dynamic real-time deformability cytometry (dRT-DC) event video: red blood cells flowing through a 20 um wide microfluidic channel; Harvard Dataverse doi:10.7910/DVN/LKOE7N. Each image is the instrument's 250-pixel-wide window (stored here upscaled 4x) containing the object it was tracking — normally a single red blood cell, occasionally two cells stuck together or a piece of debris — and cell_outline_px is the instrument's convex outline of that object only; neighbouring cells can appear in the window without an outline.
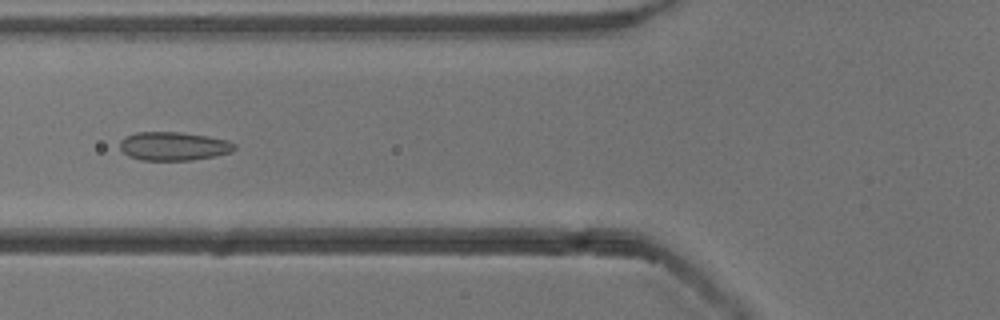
{"species": "common noctule bat (a hibernating species)", "species_latin": "Nyctalus noctula", "temperature_condition": "cold", "stored_images_in_passage": 37, "camera_frame_rate_fps": 3000, "um_per_image_px": 0.085, "animal": {"sex": "male", "body_mass_g": 13.3}, "frame": {"image": 1, "passage_image": 14, "time_ms": 4.333, "image_size_px": [1000, 320], "cell_outline_px": [[236, 148], [232, 152], [192, 160], [140, 160], [128, 156], [120, 148], [120, 140], [124, 136], [136, 132], [180, 132], [208, 136], [228, 140], [236, 144]], "centroid_in_image_um": [14.74, 12.42], "position_along_channel_um": 111.1, "area_um2": 19.19}}
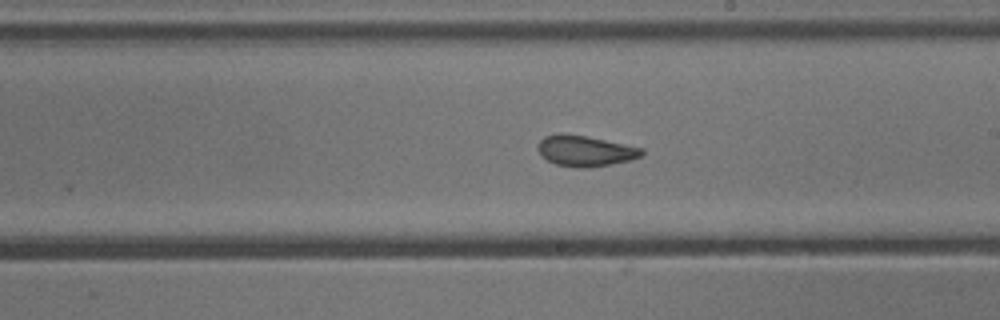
{"frame": {"image": 2, "passage_image": 24, "time_ms": 7.667, "image_size_px": [1000, 320], "cell_outline_px": [[644, 152], [640, 156], [628, 160], [588, 168], [580, 168], [556, 164], [548, 160], [536, 148], [540, 140], [544, 136], [560, 132], [584, 136], [644, 148]], "centroid_in_image_um": [49.71, 12.81], "position_along_channel_um": 239.3, "area_um2": 18.32}}
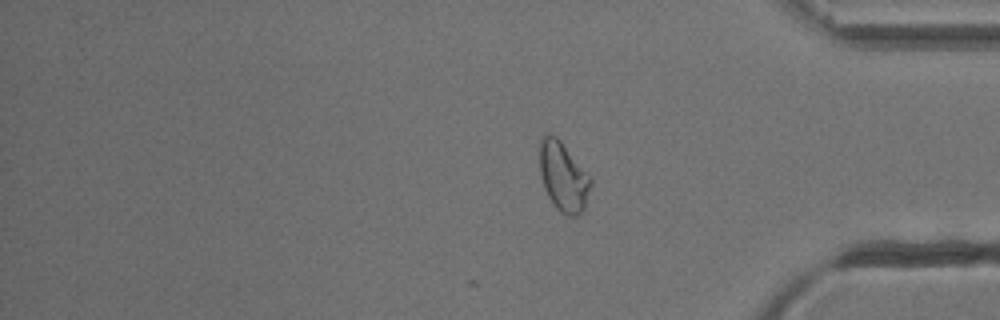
{"frame": {"image": 3, "passage_image": 37, "time_ms": 12.0, "image_size_px": [1000, 320], "cell_outline_px": [[592, 184], [584, 208], [576, 216], [568, 216], [560, 212], [556, 208], [548, 196], [544, 188], [540, 176], [540, 136], [548, 132], [556, 136], [560, 140], [592, 180]], "centroid_in_image_um": [47.85, 15.01], "position_along_channel_um": 387.3, "area_um2": 20.52}, "authors_computed_cell_mechanics": {"area_um2": 18.5538, "velocity_mm_per_s": 3.8477, "shape_relaxation_time_tau1_ms": null, "shape_relaxation_time_tau2_ms": 1.1604, "deformation_change_tau1": null, "deformation_change_tau2": 0.0761}}